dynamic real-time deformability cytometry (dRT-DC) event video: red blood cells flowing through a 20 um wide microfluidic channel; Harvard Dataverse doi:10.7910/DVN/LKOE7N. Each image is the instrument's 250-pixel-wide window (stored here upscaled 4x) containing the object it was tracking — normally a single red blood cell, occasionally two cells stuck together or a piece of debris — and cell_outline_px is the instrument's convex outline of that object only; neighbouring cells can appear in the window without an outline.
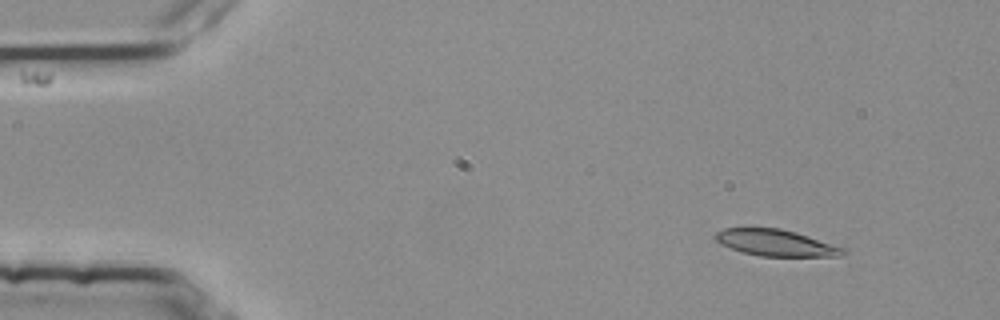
{"species": "common noctule bat (a hibernating species)", "species_latin": "Nyctalus noctula", "temperature_condition": "room temperature", "stored_images_in_passage": 3, "camera_frame_rate_fps": 3000, "um_per_image_px": 0.085, "animal": {"sex": "female", "body_mass_g": 25.1}, "frame": {"image": 1, "passage_image": 1, "time_ms": 0.0, "image_size_px": [1000, 320], "cell_outline_px": [[844, 252], [840, 256], [760, 256], [744, 252], [720, 244], [712, 236], [716, 232], [724, 228], [780, 228], [796, 232], [844, 248]], "centroid_in_image_um": [65.89, 20.63], "position_along_channel_um": 19.1, "area_um2": 19.42}}
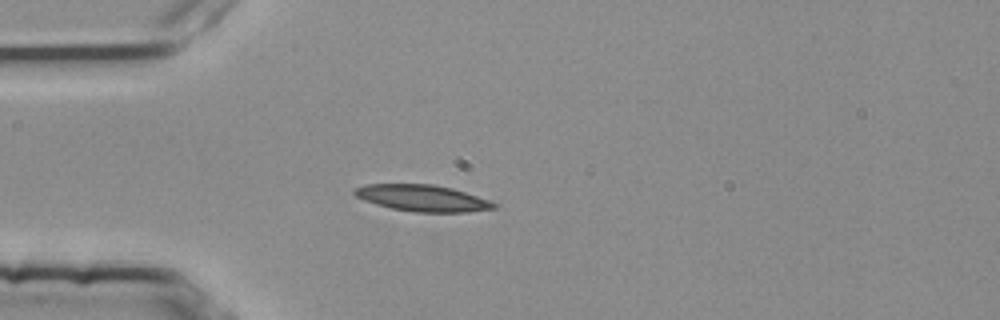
{"frame": {"image": 2, "passage_image": 3, "time_ms": 0.667, "image_size_px": [1000, 320], "cell_outline_px": [[496, 208], [468, 212], [416, 212], [392, 208], [376, 204], [364, 200], [356, 196], [352, 192], [352, 188], [364, 184], [432, 184], [452, 188], [488, 200], [496, 204]], "centroid_in_image_um": [35.85, 16.83], "position_along_channel_um": 49.1, "area_um2": 21.39}}